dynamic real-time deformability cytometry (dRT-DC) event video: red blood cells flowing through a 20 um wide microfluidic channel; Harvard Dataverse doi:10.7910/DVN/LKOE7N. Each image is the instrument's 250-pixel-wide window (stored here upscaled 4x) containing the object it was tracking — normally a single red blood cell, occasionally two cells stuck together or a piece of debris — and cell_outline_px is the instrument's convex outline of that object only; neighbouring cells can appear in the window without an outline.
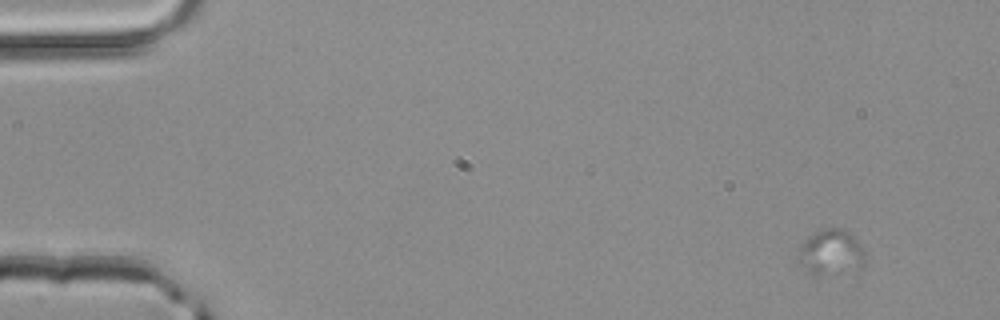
{"species": "common noctule bat (a hibernating species)", "species_latin": "Nyctalus noctula", "temperature_condition": "room temperature", "stored_images_in_passage": 4, "camera_frame_rate_fps": 3000, "um_per_image_px": 0.085, "animal": {"sex": "male", "body_mass_g": 20.4}, "frame": {"image": 1, "passage_image": 1, "time_ms": 0.0, "image_size_px": [1000, 320], "cell_outline_px": [[864, 260], [836, 276], [812, 276], [800, 264], [800, 244], [812, 232], [824, 228], [844, 228], [864, 248]], "centroid_in_image_um": [70.56, 21.44], "position_along_channel_um": 14.4, "area_um2": 17.57}}